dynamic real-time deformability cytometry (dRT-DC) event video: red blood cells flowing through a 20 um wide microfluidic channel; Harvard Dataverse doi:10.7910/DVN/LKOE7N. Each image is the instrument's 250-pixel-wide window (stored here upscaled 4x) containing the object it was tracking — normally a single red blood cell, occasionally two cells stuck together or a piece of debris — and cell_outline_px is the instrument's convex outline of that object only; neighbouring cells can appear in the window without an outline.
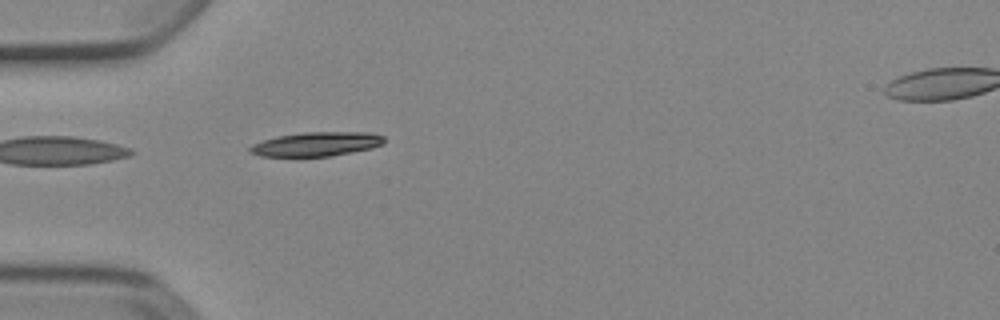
{"species": "Egyptian fruit bat (a non-hibernating species)", "species_latin": "Rousettus aegyptiacus", "temperature_condition": "cold", "stored_images_in_passage": 11, "camera_frame_rate_fps": 3000, "um_per_image_px": 0.085, "animal": {"sex": "female"}, "frame": {"image": 1, "passage_image": 1, "time_ms": 0.0, "image_size_px": [1000, 320], "cell_outline_px": [[384, 144], [372, 148], [332, 156], [260, 156], [248, 152], [248, 148], [252, 144], [276, 136], [304, 132], [368, 132], [384, 136]], "centroid_in_image_um": [26.89, 12.24], "position_along_channel_um": 58.1, "area_um2": 18.96}}
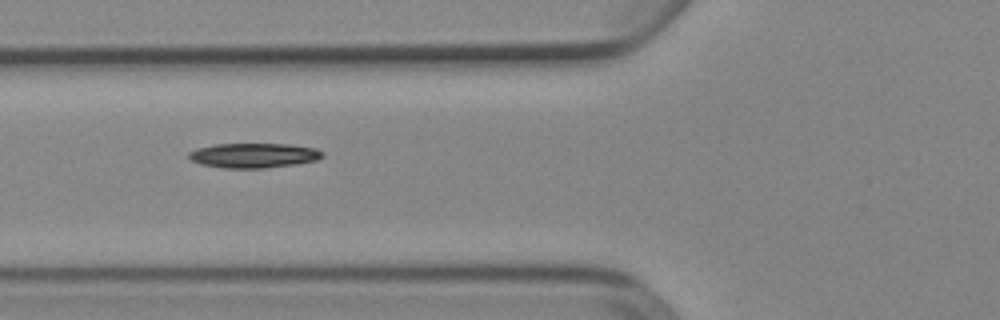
{"frame": {"image": 2, "passage_image": 5, "time_ms": 1.333, "image_size_px": [1000, 320], "cell_outline_px": [[324, 156], [316, 160], [296, 164], [264, 168], [224, 168], [200, 164], [192, 160], [188, 156], [188, 152], [196, 148], [216, 144], [288, 144], [316, 148], [324, 152]], "centroid_in_image_um": [21.57, 13.21], "position_along_channel_um": 104.2, "area_um2": 19.31}}
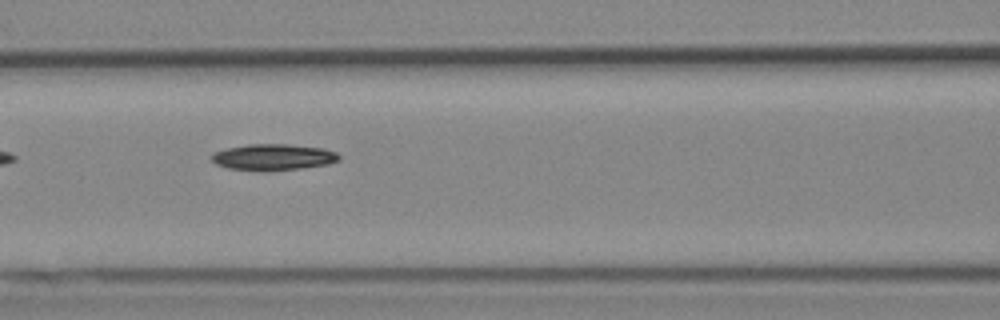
{"frame": {"image": 3, "passage_image": 8, "time_ms": 2.333, "image_size_px": [1000, 320], "cell_outline_px": [[340, 160], [328, 164], [304, 168], [228, 168], [216, 164], [212, 160], [212, 152], [228, 148], [248, 144], [288, 144], [324, 148], [336, 152], [340, 156]], "centroid_in_image_um": [23.28, 13.3], "position_along_channel_um": 143.3, "area_um2": 18.67}}